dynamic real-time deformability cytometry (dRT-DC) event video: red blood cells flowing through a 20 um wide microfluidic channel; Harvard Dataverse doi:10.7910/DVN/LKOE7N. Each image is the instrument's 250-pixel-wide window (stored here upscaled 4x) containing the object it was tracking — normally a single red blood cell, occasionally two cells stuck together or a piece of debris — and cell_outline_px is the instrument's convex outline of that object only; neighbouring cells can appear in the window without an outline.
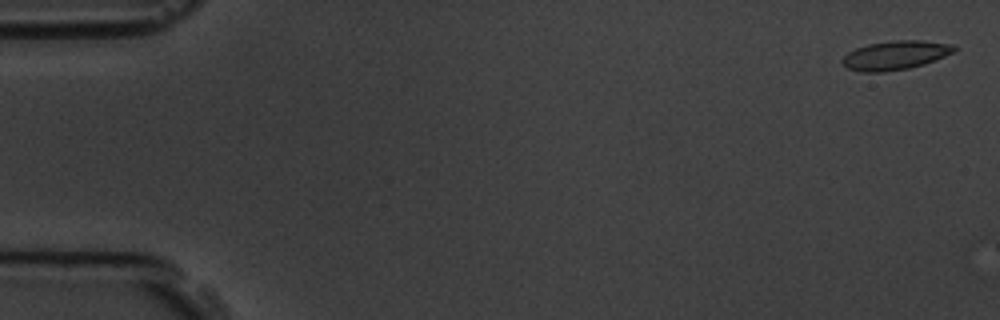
{"species": "common noctule bat (a hibernating species)", "species_latin": "Nyctalus noctula", "temperature_condition": "room temperature", "stored_images_in_passage": 4, "camera_frame_rate_fps": 3000, "um_per_image_px": 0.085, "animal": {"sex": "male", "body_mass_g": 19.5, "forearm_length_mm": 54.6}, "frame": {"image": 1, "passage_image": 1, "time_ms": 0.0, "image_size_px": [1000, 320], "cell_outline_px": [[956, 48], [952, 52], [936, 60], [924, 64], [908, 68], [884, 72], [860, 72], [848, 68], [840, 60], [848, 52], [856, 48], [868, 44], [896, 40], [924, 40], [952, 44]], "centroid_in_image_um": [76.09, 4.69], "position_along_channel_um": 8.9, "area_um2": 18.79}}